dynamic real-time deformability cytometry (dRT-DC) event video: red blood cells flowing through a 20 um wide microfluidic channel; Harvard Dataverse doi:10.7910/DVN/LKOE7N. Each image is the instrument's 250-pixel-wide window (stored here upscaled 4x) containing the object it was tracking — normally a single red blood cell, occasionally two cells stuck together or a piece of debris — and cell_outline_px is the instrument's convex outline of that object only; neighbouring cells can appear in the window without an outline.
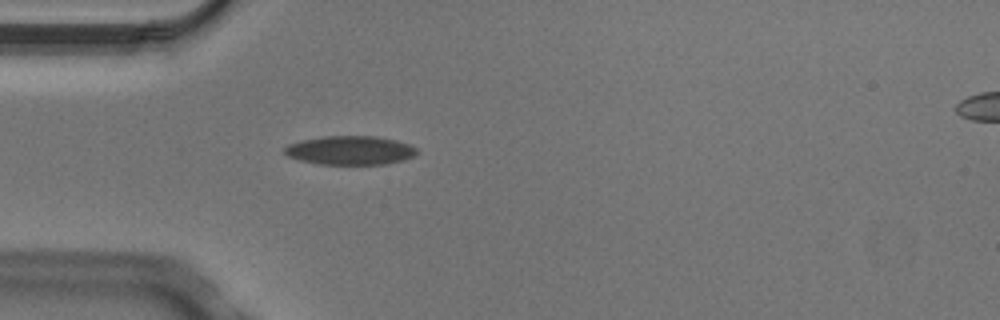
{"species": "Egyptian fruit bat (a non-hibernating species)", "species_latin": "Rousettus aegyptiacus", "temperature_condition": "cold", "stored_images_in_passage": 3, "camera_frame_rate_fps": 3000, "um_per_image_px": 0.085, "animal": {"sex": "male"}, "frame": {"image": 1, "passage_image": 3, "time_ms": 0.667, "image_size_px": [1000, 320], "cell_outline_px": [[416, 156], [404, 160], [384, 164], [320, 164], [300, 160], [288, 156], [284, 152], [284, 148], [288, 144], [304, 140], [324, 136], [376, 136], [396, 140], [408, 144], [416, 148]], "centroid_in_image_um": [29.78, 12.78], "position_along_channel_um": 55.2, "area_um2": 22.14}}